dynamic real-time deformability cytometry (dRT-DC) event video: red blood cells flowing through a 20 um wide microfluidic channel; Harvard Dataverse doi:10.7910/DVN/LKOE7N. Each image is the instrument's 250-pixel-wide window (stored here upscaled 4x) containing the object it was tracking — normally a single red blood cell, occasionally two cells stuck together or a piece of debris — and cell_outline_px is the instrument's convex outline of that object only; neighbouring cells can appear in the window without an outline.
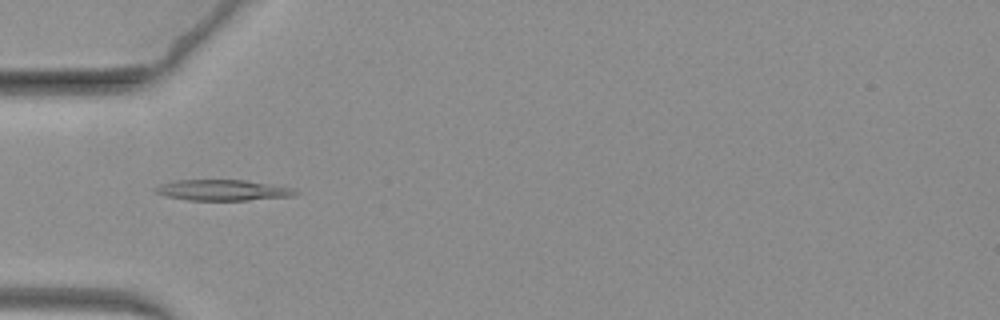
{"species": "common noctule bat (a hibernating species)", "species_latin": "Nyctalus noctula", "temperature_condition": "warm", "stored_images_in_passage": 66, "camera_frame_rate_fps": 3000, "um_per_image_px": 0.085, "animal": {"sex": "female", "body_mass_g": 19.3, "forearm_length_mm": 54.1}, "frame": {"image": 1, "passage_image": 22, "time_ms": 7.0, "image_size_px": [1000, 320], "cell_outline_px": [[300, 192], [292, 196], [248, 200], [188, 200], [164, 196], [156, 192], [152, 188], [160, 184], [176, 180], [244, 180], [272, 184], [292, 188]], "centroid_in_image_um": [18.91, 16.16], "position_along_channel_um": 66.1, "area_um2": 16.99}}
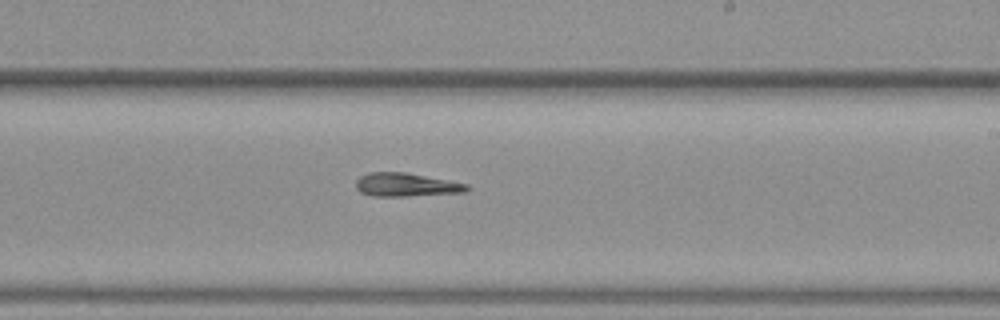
{"frame": {"image": 2, "passage_image": 40, "time_ms": 13.0, "image_size_px": [1000, 320], "cell_outline_px": [[472, 188], [468, 192], [408, 196], [372, 196], [360, 192], [356, 188], [356, 180], [360, 176], [368, 172], [404, 172], [468, 184]], "centroid_in_image_um": [34.53, 15.71], "position_along_channel_um": 254.5, "area_um2": 15.26}}
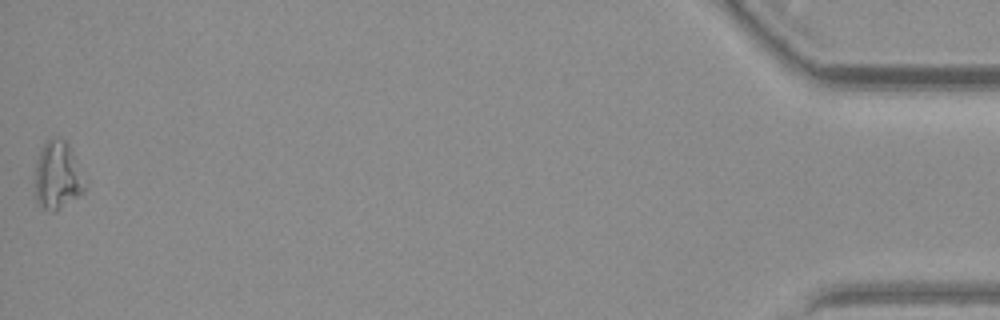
{"frame": {"image": 3, "passage_image": 66, "time_ms": 21.667, "image_size_px": [1000, 320], "cell_outline_px": [[88, 180], [84, 192], [56, 212], [52, 212], [36, 204], [36, 160], [44, 140], [52, 136], [60, 136], [68, 144]], "centroid_in_image_um": [4.92, 14.89], "position_along_channel_um": 430.3, "area_um2": 20.4}}